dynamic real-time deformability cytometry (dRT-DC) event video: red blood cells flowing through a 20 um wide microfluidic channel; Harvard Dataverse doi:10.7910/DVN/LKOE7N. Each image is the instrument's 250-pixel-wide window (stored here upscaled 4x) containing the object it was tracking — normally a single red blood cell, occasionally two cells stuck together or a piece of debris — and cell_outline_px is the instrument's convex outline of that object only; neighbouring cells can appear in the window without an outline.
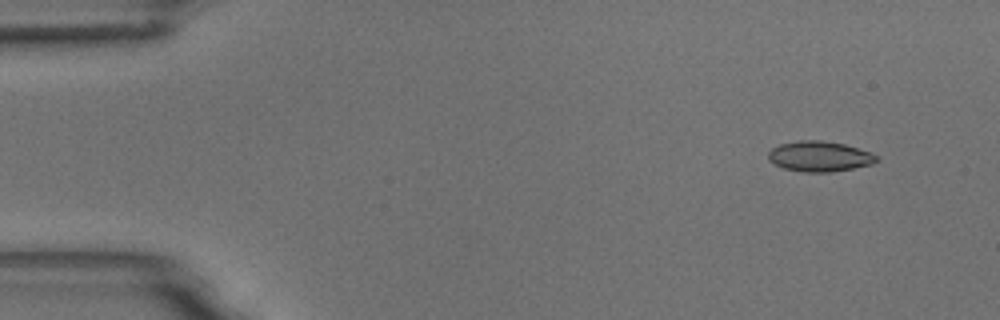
{"species": "common noctule bat (a hibernating species)", "species_latin": "Nyctalus noctula", "temperature_condition": "room temperature", "stored_images_in_passage": 4, "camera_frame_rate_fps": 3000, "um_per_image_px": 0.085, "animal": {"sex": "male", "body_mass_g": 18.8}, "frame": {"image": 1, "passage_image": 1, "time_ms": 0.0, "image_size_px": [1000, 320], "cell_outline_px": [[876, 160], [872, 164], [832, 172], [804, 172], [784, 168], [768, 160], [768, 152], [772, 148], [780, 144], [800, 140], [820, 140], [844, 144], [868, 152], [876, 156]], "centroid_in_image_um": [69.61, 13.29], "position_along_channel_um": 15.4, "area_um2": 18.84}}
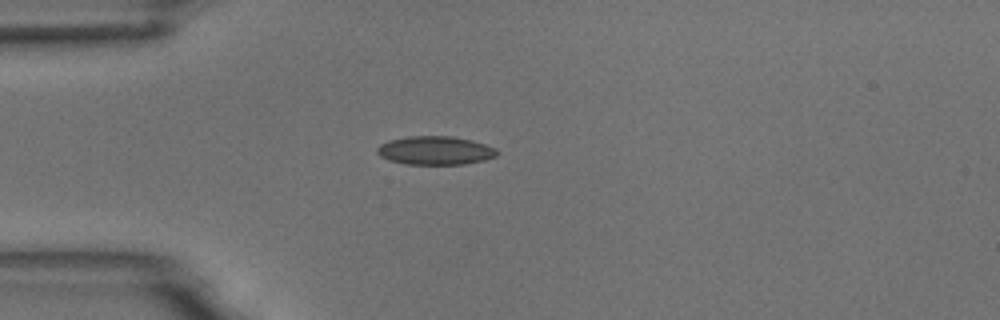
{"frame": {"image": 2, "passage_image": 4, "time_ms": 3.333, "image_size_px": [1000, 320], "cell_outline_px": [[500, 152], [496, 156], [484, 160], [464, 164], [404, 164], [388, 160], [380, 156], [376, 152], [376, 148], [380, 144], [388, 140], [408, 136], [452, 136], [472, 140], [496, 148]], "centroid_in_image_um": [36.98, 12.79], "position_along_channel_um": 48.0, "area_um2": 20.11}}